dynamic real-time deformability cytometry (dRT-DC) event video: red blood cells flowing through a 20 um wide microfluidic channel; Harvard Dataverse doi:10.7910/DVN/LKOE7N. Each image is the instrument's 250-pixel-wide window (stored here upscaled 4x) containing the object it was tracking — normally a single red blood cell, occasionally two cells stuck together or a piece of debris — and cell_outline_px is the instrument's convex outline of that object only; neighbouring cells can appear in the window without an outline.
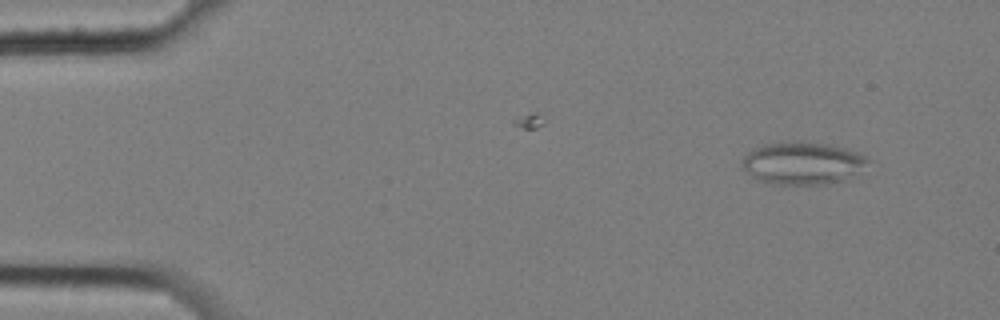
{"species": "common noctule bat (a hibernating species)", "species_latin": "Nyctalus noctula", "temperature_condition": "cold", "stored_images_in_passage": 5, "camera_frame_rate_fps": 3000, "um_per_image_px": 0.085, "animal": {"sex": "female", "body_mass_g": 25.1}, "frame": {"image": 1, "passage_image": 2, "time_ms": 0.333, "image_size_px": [1000, 320], "cell_outline_px": [[872, 160], [844, 180], [828, 184], [776, 184], [756, 180], [740, 164], [740, 160], [748, 152], [764, 144], [780, 140], [800, 140], [832, 144], [860, 152]], "centroid_in_image_um": [68.2, 13.82], "position_along_channel_um": 16.8, "area_um2": 31.67}}